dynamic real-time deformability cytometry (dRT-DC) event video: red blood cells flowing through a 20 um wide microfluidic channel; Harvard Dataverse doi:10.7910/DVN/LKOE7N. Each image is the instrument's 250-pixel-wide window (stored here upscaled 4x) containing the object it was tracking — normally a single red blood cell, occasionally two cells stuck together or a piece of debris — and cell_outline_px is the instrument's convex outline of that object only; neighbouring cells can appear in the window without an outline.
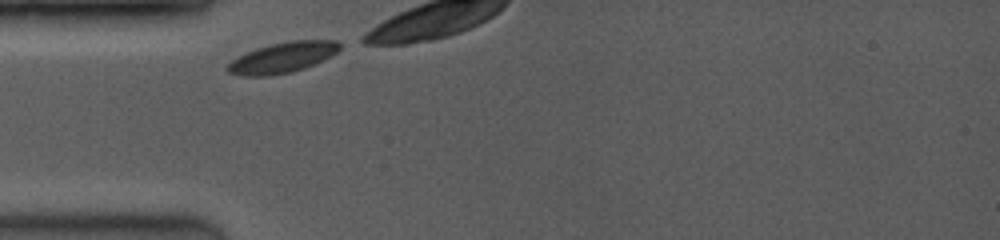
{"species": "common noctule bat (a hibernating species)", "species_latin": "Nyctalus noctula", "temperature_condition": "room temperature", "stored_images_in_passage": 17, "camera_frame_rate_fps": 3500, "um_per_image_px": 0.085, "animal": {"sex": "female", "body_mass_g": 19.0, "forearm_length_mm": 53.3}, "frame": {"image": 1, "passage_image": 1, "time_ms": 0.0, "image_size_px": [1000, 240], "cell_outline_px": [[340, 48], [332, 56], [304, 68], [292, 72], [268, 76], [240, 76], [228, 72], [224, 68], [232, 60], [256, 48], [272, 44], [292, 40], [336, 40], [340, 44]], "centroid_in_image_um": [24.01, 4.9], "position_along_channel_um": 61.0, "area_um2": 19.88}}
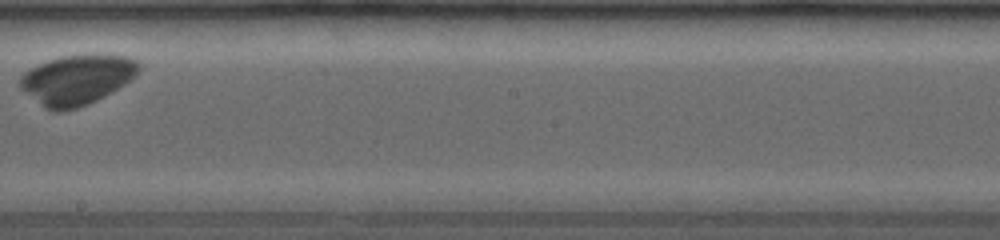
{"frame": {"image": 2, "passage_image": 10, "time_ms": 5.429, "image_size_px": [1000, 240], "cell_outline_px": [[144, 64], [136, 76], [124, 84], [104, 96], [88, 104], [76, 108], [60, 112], [52, 112], [44, 108], [20, 88], [20, 76], [24, 72], [48, 60], [60, 56], [124, 56], [140, 60]], "centroid_in_image_um": [6.55, 6.79], "position_along_channel_um": 241.6, "area_um2": 34.28}}